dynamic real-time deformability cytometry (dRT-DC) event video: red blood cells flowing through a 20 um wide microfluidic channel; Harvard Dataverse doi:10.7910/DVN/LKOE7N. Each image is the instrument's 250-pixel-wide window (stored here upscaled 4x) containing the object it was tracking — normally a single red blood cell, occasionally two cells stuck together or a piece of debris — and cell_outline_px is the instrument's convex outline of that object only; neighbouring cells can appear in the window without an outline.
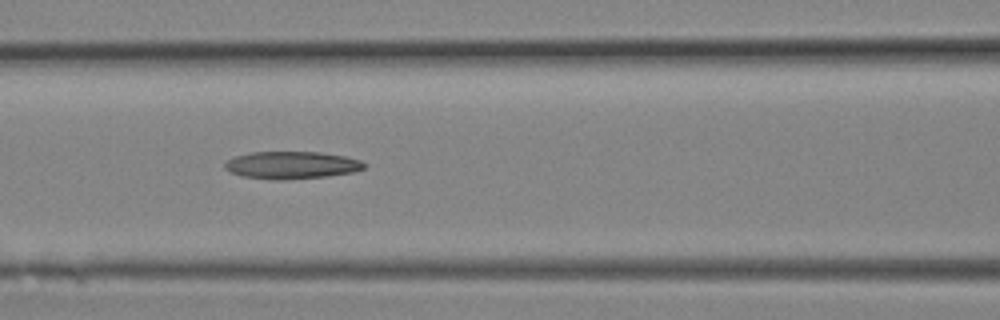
{"species": "Egyptian fruit bat (a non-hibernating species)", "species_latin": "Rousettus aegyptiacus", "temperature_condition": "room temperature", "stored_images_in_passage": 10, "camera_frame_rate_fps": 3000, "um_per_image_px": 0.085, "animal": {"sex": "female"}, "frame": {"image": 1, "passage_image": 9, "time_ms": 2.667, "image_size_px": [1000, 320], "cell_outline_px": [[368, 164], [364, 168], [352, 172], [328, 176], [284, 180], [272, 180], [240, 176], [224, 168], [224, 164], [232, 156], [252, 152], [320, 152], [344, 156], [360, 160]], "centroid_in_image_um": [24.77, 14.04], "position_along_channel_um": 141.8, "area_um2": 22.43}}
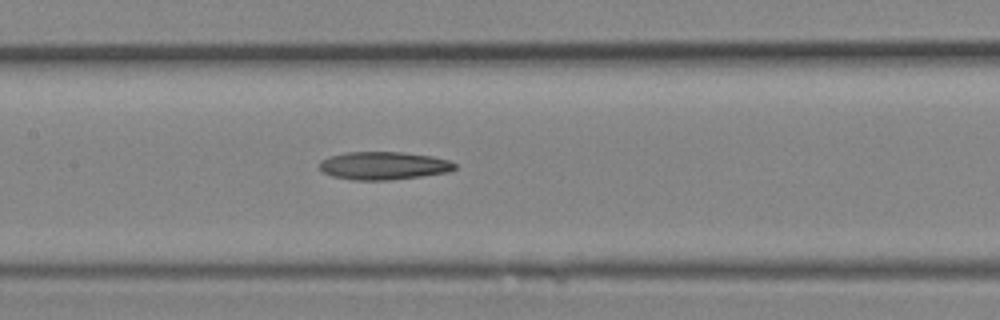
{"frame": {"image": 2, "passage_image": 10, "time_ms": 3.0, "image_size_px": [1000, 320], "cell_outline_px": [[456, 168], [448, 172], [420, 176], [388, 180], [352, 180], [332, 176], [324, 172], [320, 168], [320, 160], [328, 156], [344, 152], [404, 152], [432, 156], [448, 160], [456, 164]], "centroid_in_image_um": [32.58, 14.07], "position_along_channel_um": 174.8, "area_um2": 22.08}}